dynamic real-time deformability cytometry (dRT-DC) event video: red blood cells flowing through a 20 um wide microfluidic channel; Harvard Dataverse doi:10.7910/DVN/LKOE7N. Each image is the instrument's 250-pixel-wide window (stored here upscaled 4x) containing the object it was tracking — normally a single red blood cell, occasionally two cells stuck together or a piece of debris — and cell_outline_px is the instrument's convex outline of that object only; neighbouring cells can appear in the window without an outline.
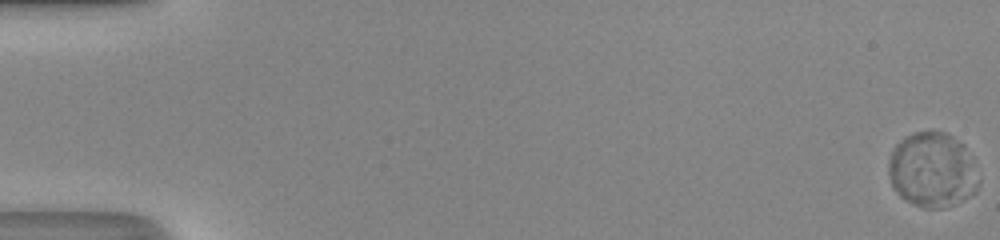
{"species": "human", "species_latin": "Homo sapiens", "temperature_condition": "room temperature", "stored_images_in_passage": 51, "camera_frame_rate_fps": 3000, "um_per_image_px": 0.085, "donor": {"sex": "male"}, "frame": {"image": 1, "passage_image": 1, "time_ms": 0.0, "image_size_px": [1000, 240], "cell_outline_px": [[980, 184], [976, 192], [944, 208], [924, 208], [912, 204], [900, 196], [892, 188], [888, 176], [888, 164], [892, 148], [904, 136], [912, 132], [944, 132], [952, 136], [964, 144], [972, 156], [980, 180]], "centroid_in_image_um": [79.24, 14.44], "position_along_channel_um": 5.8, "area_um2": 39.94}}
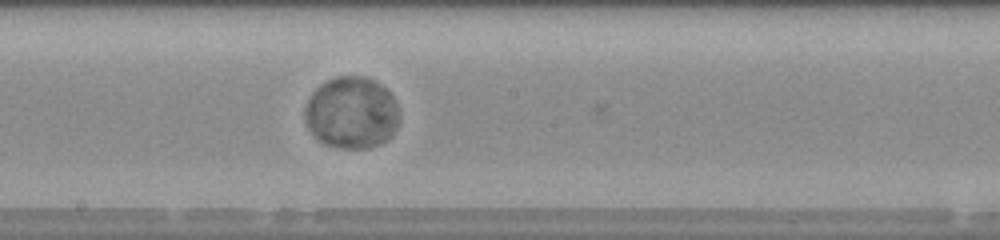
{"frame": {"image": 2, "passage_image": 30, "time_ms": 9.667, "image_size_px": [1000, 240], "cell_outline_px": [[400, 120], [392, 136], [380, 144], [368, 148], [340, 148], [324, 144], [308, 128], [304, 120], [304, 108], [312, 92], [320, 84], [336, 76], [364, 76], [380, 84], [392, 96], [396, 104]], "centroid_in_image_um": [29.87, 9.59], "position_along_channel_um": 218.3, "area_um2": 39.65}}
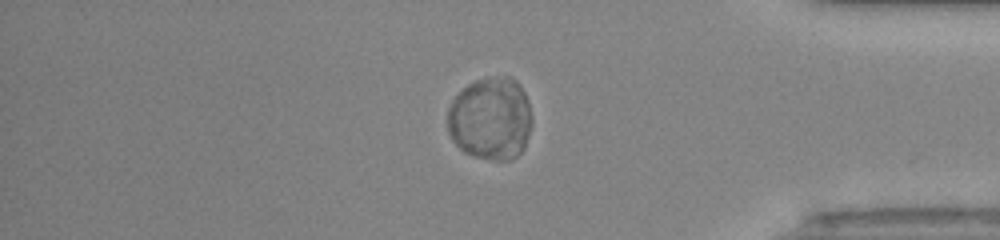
{"frame": {"image": 3, "passage_image": 44, "time_ms": 14.333, "image_size_px": [1000, 240], "cell_outline_px": [[532, 124], [524, 148], [516, 156], [508, 160], [492, 160], [476, 156], [464, 152], [452, 140], [448, 132], [448, 108], [452, 100], [468, 84], [476, 80], [504, 76], [508, 76], [516, 80], [520, 84], [528, 100], [532, 116]], "centroid_in_image_um": [41.72, 10.08], "position_along_channel_um": 393.5, "area_um2": 40.81}, "authors_computed_cell_mechanics": {"area_um2": 39.9976, "velocity_mm_per_s": 4.2007, "shape_relaxation_time_tau1_ms": 1.4852, "shape_relaxation_time_tau2_ms": null, "deformation_change_tau1": 0.0371, "deformation_change_tau2": null}}